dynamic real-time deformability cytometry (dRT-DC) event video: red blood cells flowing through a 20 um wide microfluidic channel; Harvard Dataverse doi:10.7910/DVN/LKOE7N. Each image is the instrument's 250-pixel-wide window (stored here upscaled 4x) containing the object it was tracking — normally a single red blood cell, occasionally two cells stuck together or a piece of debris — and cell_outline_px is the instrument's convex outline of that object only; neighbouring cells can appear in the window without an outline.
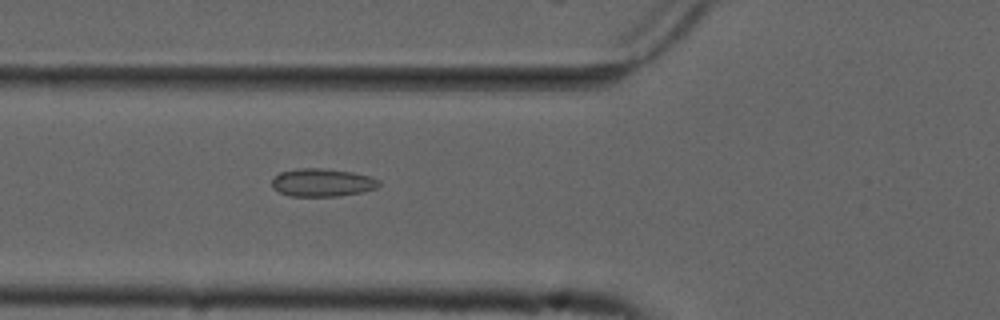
{"species": "common noctule bat (a hibernating species)", "species_latin": "Nyctalus noctula", "temperature_condition": "cold", "stored_images_in_passage": 50, "camera_frame_rate_fps": 3000, "um_per_image_px": 0.085, "animal": {"sex": "male", "forearm_length_mm": 52.5}, "frame": {"image": 1, "passage_image": 19, "time_ms": 6.0, "image_size_px": [1000, 320], "cell_outline_px": [[380, 184], [376, 188], [360, 192], [336, 196], [288, 196], [272, 188], [272, 180], [280, 172], [296, 168], [320, 168], [352, 172], [372, 176], [380, 180]], "centroid_in_image_um": [27.38, 15.51], "position_along_channel_um": 98.4, "area_um2": 17.46}}
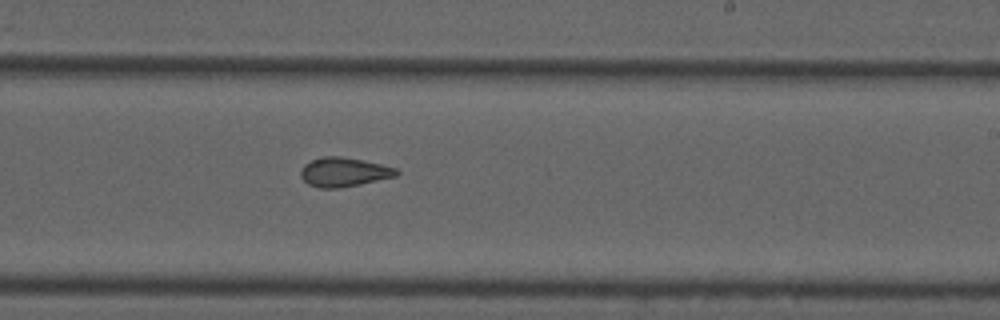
{"frame": {"image": 2, "passage_image": 32, "time_ms": 10.333, "image_size_px": [1000, 320], "cell_outline_px": [[400, 172], [396, 176], [360, 184], [340, 188], [320, 188], [308, 184], [300, 176], [300, 168], [304, 164], [312, 160], [324, 156], [340, 156], [380, 164], [396, 168]], "centroid_in_image_um": [29.2, 14.63], "position_along_channel_um": 259.8, "area_um2": 16.18}}
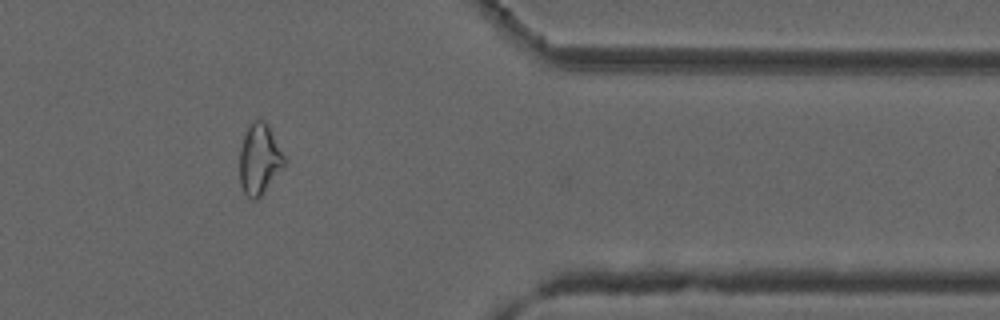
{"frame": {"image": 3, "passage_image": 44, "time_ms": 14.333, "image_size_px": [1000, 320], "cell_outline_px": [[284, 164], [260, 196], [256, 200], [252, 200], [244, 192], [240, 184], [240, 148], [248, 124], [256, 120], [264, 120], [268, 124], [284, 156]], "centroid_in_image_um": [22.02, 13.51], "position_along_channel_um": 389.4, "area_um2": 17.92}, "authors_computed_cell_mechanics": {"area_um2": 17.4267, "velocity_mm_per_s": 3.7156, "shape_relaxation_time_tau1_ms": null, "shape_relaxation_time_tau2_ms": 1.4175, "deformation_change_tau1": null, "deformation_change_tau2": 0.0752}}